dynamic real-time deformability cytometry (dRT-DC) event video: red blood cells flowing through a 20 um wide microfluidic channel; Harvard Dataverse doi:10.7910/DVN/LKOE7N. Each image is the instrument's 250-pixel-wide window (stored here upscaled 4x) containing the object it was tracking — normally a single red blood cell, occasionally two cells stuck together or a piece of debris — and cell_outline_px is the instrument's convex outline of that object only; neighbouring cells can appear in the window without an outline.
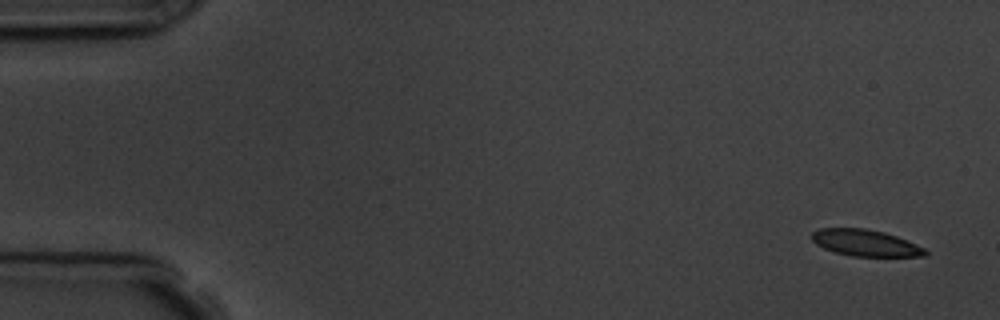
{"species": "common noctule bat (a hibernating species)", "species_latin": "Nyctalus noctula", "temperature_condition": "room temperature", "stored_images_in_passage": 4, "camera_frame_rate_fps": 3000, "um_per_image_px": 0.085, "animal": {"sex": "male", "body_mass_g": 19.5, "forearm_length_mm": 54.6}, "frame": {"image": 1, "passage_image": 1, "time_ms": 0.0, "image_size_px": [1000, 320], "cell_outline_px": [[928, 256], [852, 256], [836, 252], [824, 248], [816, 244], [812, 240], [812, 232], [820, 228], [864, 228], [884, 232], [908, 240], [924, 248], [928, 252]], "centroid_in_image_um": [73.58, 20.64], "position_along_channel_um": 11.4, "area_um2": 17.46}}
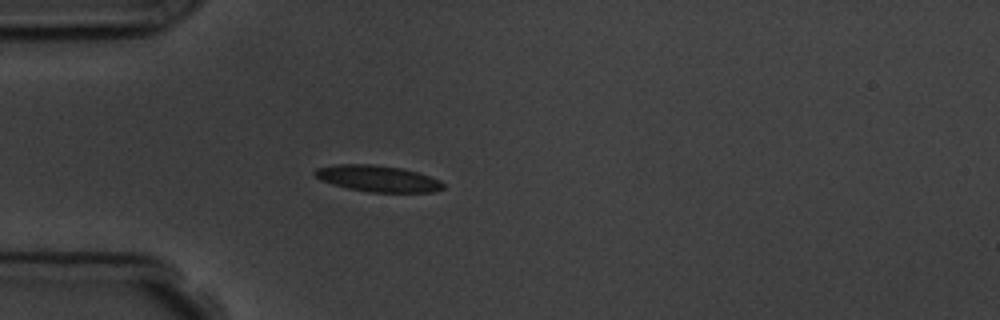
{"frame": {"image": 2, "passage_image": 4, "time_ms": 4.333, "image_size_px": [1000, 320], "cell_outline_px": [[444, 188], [432, 192], [368, 192], [348, 188], [332, 184], [320, 180], [312, 172], [316, 168], [336, 164], [372, 164], [404, 168], [440, 180], [444, 184]], "centroid_in_image_um": [32.08, 15.17], "position_along_channel_um": 52.9, "area_um2": 19.71}}